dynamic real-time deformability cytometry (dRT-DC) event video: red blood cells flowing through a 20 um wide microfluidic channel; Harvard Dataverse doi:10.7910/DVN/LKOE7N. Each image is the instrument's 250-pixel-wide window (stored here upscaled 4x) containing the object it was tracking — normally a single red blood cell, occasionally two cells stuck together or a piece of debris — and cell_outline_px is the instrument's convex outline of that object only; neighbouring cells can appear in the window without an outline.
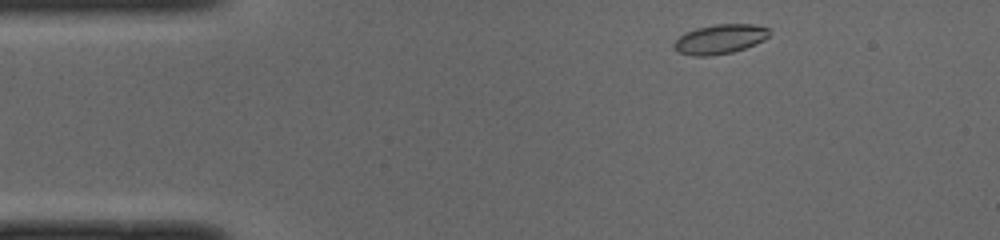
{"species": "common noctule bat (a hibernating species)", "species_latin": "Nyctalus noctula", "temperature_condition": "cold", "stored_images_in_passage": 45, "camera_frame_rate_fps": 3000, "um_per_image_px": 0.085, "animal": {"sex": "male", "body_mass_g": 19.0, "forearm_length_mm": 50.8}, "frame": {"image": 1, "passage_image": 1, "time_ms": 0.0, "image_size_px": [1000, 240], "cell_outline_px": [[768, 36], [764, 40], [744, 48], [732, 52], [708, 56], [696, 56], [676, 52], [672, 48], [672, 44], [684, 32], [696, 28], [716, 24], [752, 24], [768, 28]], "centroid_in_image_um": [61.13, 3.33], "position_along_channel_um": 23.9, "area_um2": 16.36}}
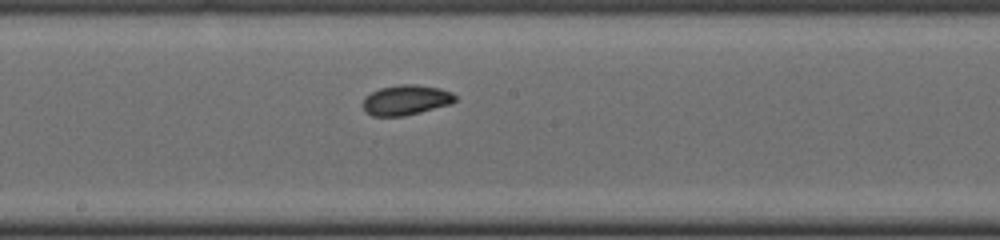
{"frame": {"image": 2, "passage_image": 20, "time_ms": 6.333, "image_size_px": [1000, 240], "cell_outline_px": [[456, 100], [452, 104], [404, 116], [372, 116], [364, 112], [364, 96], [380, 88], [400, 84], [416, 84], [440, 88], [452, 92], [456, 96]], "centroid_in_image_um": [34.52, 8.5], "position_along_channel_um": 213.7, "area_um2": 16.3}}
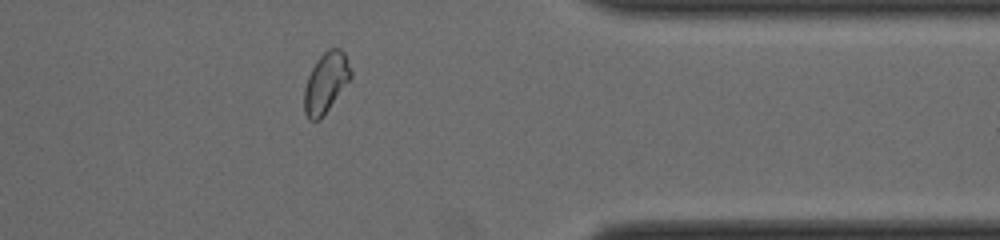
{"frame": {"image": 3, "passage_image": 34, "time_ms": 11.0, "image_size_px": [1000, 240], "cell_outline_px": [[352, 76], [320, 120], [308, 120], [304, 112], [304, 88], [308, 76], [316, 60], [328, 48], [340, 48], [344, 52], [352, 72]], "centroid_in_image_um": [27.68, 7.02], "position_along_channel_um": 383.7, "area_um2": 16.24}, "authors_computed_cell_mechanics": {"area_um2": 16.2996, "velocity_mm_per_s": 3.9801, "shape_relaxation_time_tau1_ms": 5.5221, "shape_relaxation_time_tau2_ms": 1.7656, "deformation_change_tau1": 0.0952, "deformation_change_tau2": 0.0496}}